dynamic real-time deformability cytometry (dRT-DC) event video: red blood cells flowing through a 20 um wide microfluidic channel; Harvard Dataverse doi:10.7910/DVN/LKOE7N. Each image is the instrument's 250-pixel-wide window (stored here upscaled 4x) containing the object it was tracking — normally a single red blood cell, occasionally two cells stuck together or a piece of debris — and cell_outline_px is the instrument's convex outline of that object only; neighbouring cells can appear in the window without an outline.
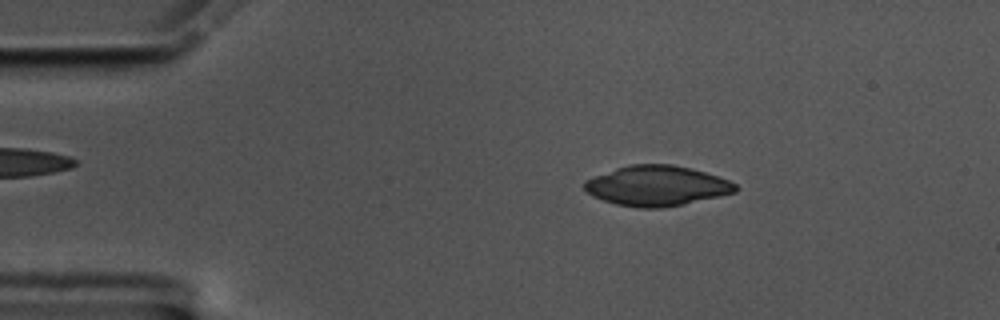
{"species": "common noctule bat (a hibernating species)", "species_latin": "Nyctalus noctula", "temperature_condition": "cold", "stored_images_in_passage": 56, "camera_frame_rate_fps": 3000, "um_per_image_px": 0.085, "animal": {"sex": "male", "body_mass_g": 17.5, "forearm_length_mm": 52.3}, "frame": {"image": 1, "passage_image": 9, "time_ms": 2.667, "image_size_px": [1000, 320], "cell_outline_px": [[740, 188], [736, 192], [684, 204], [660, 208], [636, 208], [616, 204], [592, 196], [584, 188], [584, 180], [616, 168], [628, 164], [672, 164], [692, 168], [728, 180], [736, 184]], "centroid_in_image_um": [55.82, 15.79], "position_along_channel_um": 29.2, "area_um2": 35.32}}